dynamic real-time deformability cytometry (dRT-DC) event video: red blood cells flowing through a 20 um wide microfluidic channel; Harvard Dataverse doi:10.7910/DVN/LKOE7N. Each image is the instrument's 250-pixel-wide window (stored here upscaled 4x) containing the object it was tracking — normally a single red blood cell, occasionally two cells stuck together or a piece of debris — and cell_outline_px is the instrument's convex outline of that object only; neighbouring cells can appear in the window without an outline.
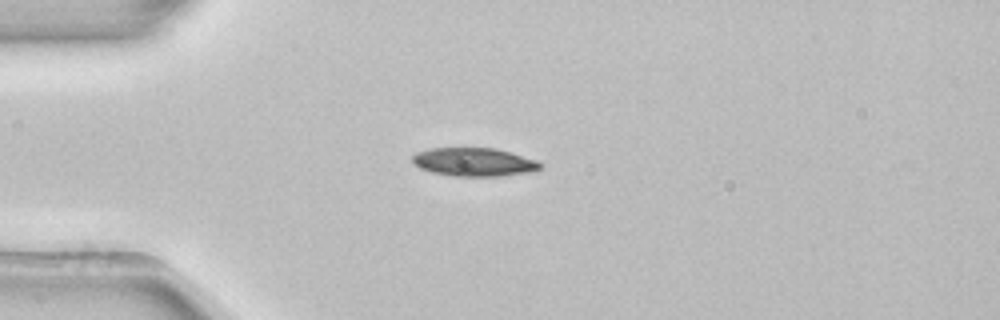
{"species": "common noctule bat (a hibernating species)", "species_latin": "Nyctalus noctula", "temperature_condition": "room temperature", "stored_images_in_passage": 40, "camera_frame_rate_fps": 3000, "um_per_image_px": 0.085, "animal": {"sex": "female", "body_mass_g": 22.7, "forearm_length_mm": 54.2}, "frame": {"image": 1, "passage_image": 1, "time_ms": 0.0, "image_size_px": [1000, 320], "cell_outline_px": [[540, 168], [528, 172], [500, 176], [452, 176], [432, 172], [420, 168], [412, 160], [412, 156], [416, 152], [432, 148], [496, 148], [536, 160], [540, 164]], "centroid_in_image_um": [40.25, 13.77], "position_along_channel_um": 44.7, "area_um2": 20.92}}
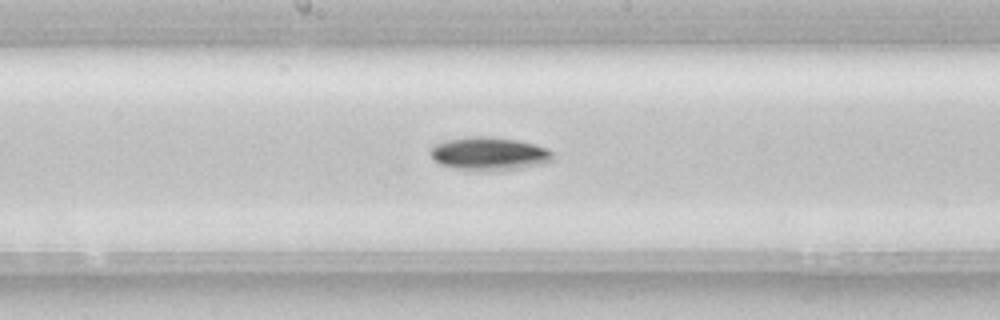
{"frame": {"image": 2, "passage_image": 15, "time_ms": 4.667, "image_size_px": [1000, 320], "cell_outline_px": [[552, 160], [544, 164], [524, 168], [492, 172], [456, 168], [440, 164], [428, 152], [436, 144], [444, 140], [468, 136], [488, 136], [516, 140], [536, 144], [548, 148], [552, 152]], "centroid_in_image_um": [41.61, 13.07], "position_along_channel_um": 206.6, "area_um2": 23.99}}
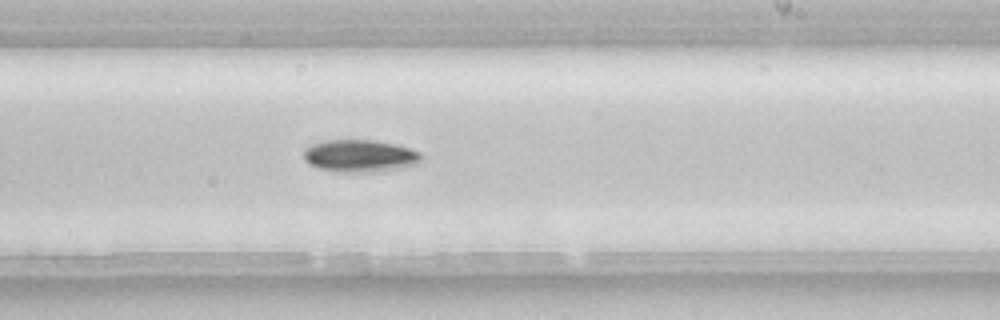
{"frame": {"image": 3, "passage_image": 19, "time_ms": 6.0, "image_size_px": [1000, 320], "cell_outline_px": [[420, 164], [380, 172], [344, 172], [316, 168], [308, 164], [304, 160], [304, 148], [312, 144], [324, 140], [372, 140], [392, 144], [408, 148], [420, 152]], "centroid_in_image_um": [30.56, 13.26], "position_along_channel_um": 258.4, "area_um2": 22.25}, "authors_computed_cell_mechanics": {"area_um2": 21.1837, "velocity_mm_per_s": 3.9034, "shape_relaxation_time_tau1_ms": 2.7482, "shape_relaxation_time_tau2_ms": null, "deformation_change_tau1": 0.1094, "deformation_change_tau2": null}}